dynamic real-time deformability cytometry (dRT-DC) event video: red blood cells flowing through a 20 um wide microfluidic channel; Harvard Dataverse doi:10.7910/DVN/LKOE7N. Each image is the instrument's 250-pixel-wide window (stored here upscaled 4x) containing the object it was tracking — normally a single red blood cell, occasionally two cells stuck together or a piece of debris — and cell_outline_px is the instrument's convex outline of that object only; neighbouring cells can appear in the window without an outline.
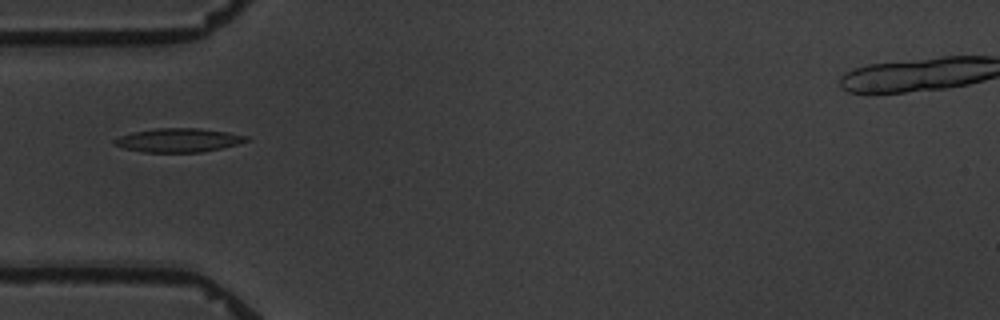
{"species": "common noctule bat (a hibernating species)", "species_latin": "Nyctalus noctula", "temperature_condition": "warm", "stored_images_in_passage": 5, "camera_frame_rate_fps": 3000, "um_per_image_px": 0.085, "animal": {"sex": "male", "body_mass_g": 19.5, "forearm_length_mm": 54.6}, "frame": {"image": 1, "passage_image": 3, "time_ms": 2.333, "image_size_px": [1000, 320], "cell_outline_px": [[252, 140], [220, 148], [200, 152], [144, 152], [124, 148], [112, 144], [112, 140], [120, 136], [132, 132], [156, 128], [200, 128], [228, 132], [248, 136]], "centroid_in_image_um": [15.16, 11.91], "position_along_channel_um": 69.8, "area_um2": 18.32}}
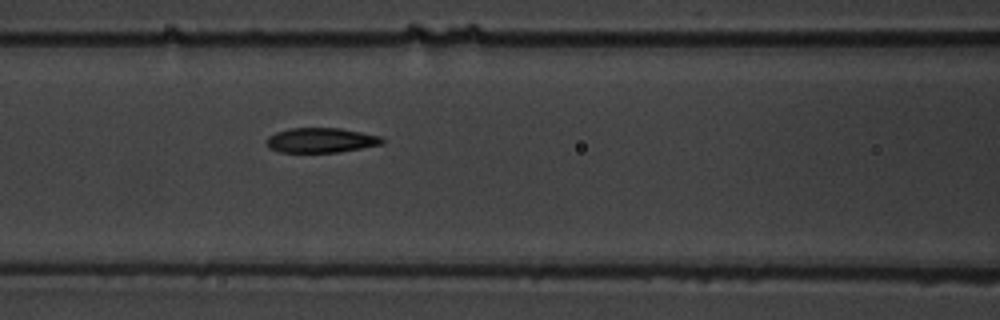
{"frame": {"image": 2, "passage_image": 5, "time_ms": 4.333, "image_size_px": [1000, 320], "cell_outline_px": [[384, 144], [340, 152], [280, 152], [268, 148], [264, 140], [268, 136], [276, 132], [292, 128], [340, 128], [380, 136], [384, 140]], "centroid_in_image_um": [27.25, 11.92], "position_along_channel_um": 139.3, "area_um2": 16.82}}